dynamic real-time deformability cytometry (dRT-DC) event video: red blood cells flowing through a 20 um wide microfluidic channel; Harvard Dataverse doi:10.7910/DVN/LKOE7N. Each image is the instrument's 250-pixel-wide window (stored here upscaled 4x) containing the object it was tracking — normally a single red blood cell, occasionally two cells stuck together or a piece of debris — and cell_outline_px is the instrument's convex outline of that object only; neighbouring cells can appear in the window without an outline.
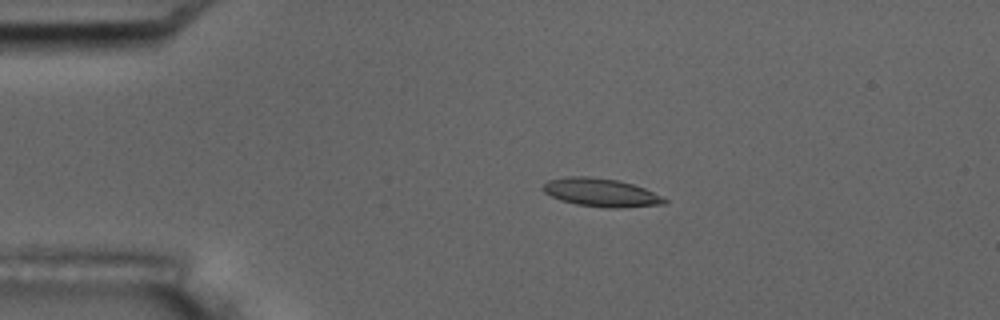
{"species": "common noctule bat (a hibernating species)", "species_latin": "Nyctalus noctula", "temperature_condition": "room temperature", "stored_images_in_passage": 6, "camera_frame_rate_fps": 3000, "um_per_image_px": 0.085, "animal": {"sex": "male", "body_mass_g": 17.5, "forearm_length_mm": 52.3}, "frame": {"image": 1, "passage_image": 4, "time_ms": 3.667, "image_size_px": [1000, 320], "cell_outline_px": [[668, 204], [620, 208], [604, 208], [576, 204], [560, 200], [544, 192], [540, 188], [548, 180], [568, 176], [588, 176], [620, 180], [644, 188], [668, 200]], "centroid_in_image_um": [51.08, 16.37], "position_along_channel_um": 33.9, "area_um2": 20.17}}